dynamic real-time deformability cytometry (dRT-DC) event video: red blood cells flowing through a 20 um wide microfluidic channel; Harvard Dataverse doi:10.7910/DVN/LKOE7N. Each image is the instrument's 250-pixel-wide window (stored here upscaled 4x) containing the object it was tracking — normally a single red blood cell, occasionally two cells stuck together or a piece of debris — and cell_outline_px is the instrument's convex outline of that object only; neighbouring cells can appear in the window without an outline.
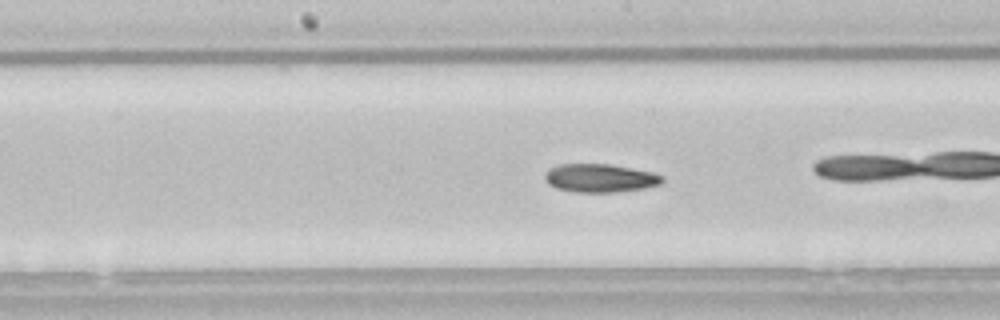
{"species": "common noctule bat (a hibernating species)", "species_latin": "Nyctalus noctula", "temperature_condition": "room temperature", "stored_images_in_passage": 39, "camera_frame_rate_fps": 3000, "um_per_image_px": 0.085, "animal": {"sex": "male", "body_mass_g": 21.5, "forearm_length_mm": 52.0}, "frame": {"image": 1, "passage_image": 12, "time_ms": 3.667, "image_size_px": [1000, 320], "cell_outline_px": [[664, 180], [660, 184], [644, 188], [612, 192], [576, 192], [556, 188], [548, 184], [544, 180], [544, 176], [548, 168], [560, 164], [608, 164], [632, 168], [652, 172], [664, 176]], "centroid_in_image_um": [50.98, 15.13], "position_along_channel_um": 197.2, "area_um2": 19.42}}